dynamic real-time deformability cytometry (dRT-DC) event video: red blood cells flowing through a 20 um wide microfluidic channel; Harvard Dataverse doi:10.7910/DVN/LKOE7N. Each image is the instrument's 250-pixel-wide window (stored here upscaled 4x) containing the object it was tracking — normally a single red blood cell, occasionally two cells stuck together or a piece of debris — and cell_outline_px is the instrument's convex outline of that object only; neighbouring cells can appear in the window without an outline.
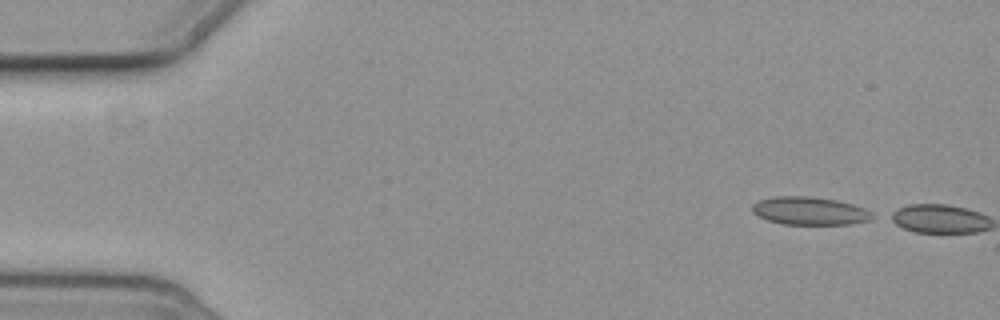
{"species": "common noctule bat (a hibernating species)", "species_latin": "Nyctalus noctula", "temperature_condition": "cold", "stored_images_in_passage": 2, "camera_frame_rate_fps": 3000, "um_per_image_px": 0.085, "animal": {"sex": "female", "body_mass_g": 19.3, "forearm_length_mm": 54.1}, "frame": {"image": 1, "passage_image": 1, "time_ms": 0.0, "image_size_px": [1000, 320], "cell_outline_px": [[876, 216], [868, 220], [852, 224], [784, 224], [768, 220], [752, 212], [752, 204], [760, 200], [776, 196], [808, 196], [836, 200], [852, 204], [864, 208], [872, 212]], "centroid_in_image_um": [68.84, 17.92], "position_along_channel_um": 16.2, "area_um2": 19.48}}